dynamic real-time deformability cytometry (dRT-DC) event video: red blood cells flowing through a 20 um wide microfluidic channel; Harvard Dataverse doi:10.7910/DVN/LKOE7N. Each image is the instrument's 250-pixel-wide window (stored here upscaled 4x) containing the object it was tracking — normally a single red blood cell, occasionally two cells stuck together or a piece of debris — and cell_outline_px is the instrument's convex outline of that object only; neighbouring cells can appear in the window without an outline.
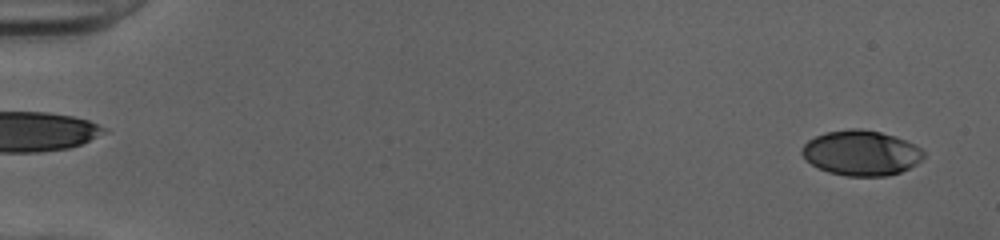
{"species": "human", "species_latin": "Homo sapiens", "temperature_condition": "cold", "stored_images_in_passage": 51, "camera_frame_rate_fps": 3000, "um_per_image_px": 0.085, "donor": {"sex": "female"}, "frame": {"image": 1, "passage_image": 2, "time_ms": 0.333, "image_size_px": [1000, 240], "cell_outline_px": [[924, 156], [916, 164], [900, 172], [888, 176], [848, 176], [828, 172], [812, 164], [800, 152], [800, 148], [808, 140], [824, 132], [848, 128], [860, 128], [880, 132], [904, 140], [920, 148], [924, 152]], "centroid_in_image_um": [73.17, 12.99], "position_along_channel_um": 11.8, "area_um2": 31.85}}
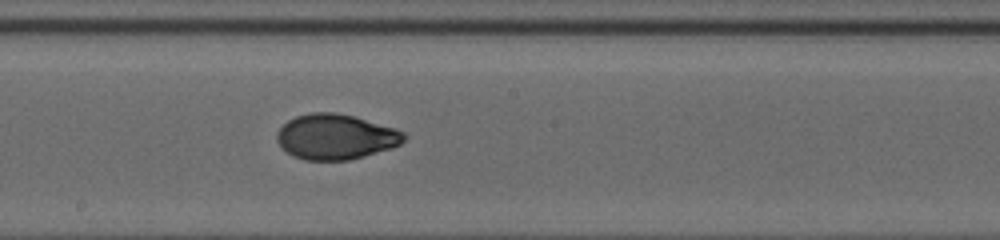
{"frame": {"image": 2, "passage_image": 29, "time_ms": 9.333, "image_size_px": [1000, 240], "cell_outline_px": [[408, 136], [400, 144], [392, 148], [364, 156], [348, 160], [304, 160], [292, 156], [276, 140], [276, 132], [288, 120], [296, 116], [312, 112], [336, 112], [352, 116], [396, 128], [404, 132]], "centroid_in_image_um": [28.54, 11.63], "position_along_channel_um": 219.7, "area_um2": 33.52}}
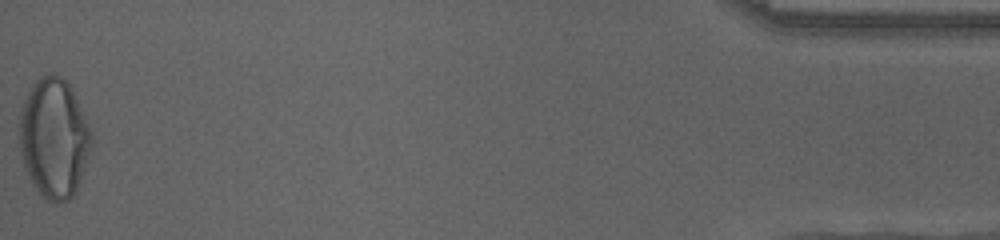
{"frame": {"image": 3, "passage_image": 51, "time_ms": 16.667, "image_size_px": [1000, 240], "cell_outline_px": [[92, 148], [76, 192], [68, 200], [44, 200], [40, 196], [32, 184], [28, 176], [20, 152], [20, 112], [24, 100], [32, 84], [40, 76], [60, 76], [72, 88], [92, 132]], "centroid_in_image_um": [4.6, 11.76], "position_along_channel_um": 430.6, "area_um2": 50.05}, "authors_computed_cell_mechanics": {"area_um2": 33.2928, "velocity_mm_per_s": 4.0624, "shape_relaxation_time_tau1_ms": 9.9393, "shape_relaxation_time_tau2_ms": 1.1198, "deformation_change_tau1": 0.2895, "deformation_change_tau2": 0.0454}}